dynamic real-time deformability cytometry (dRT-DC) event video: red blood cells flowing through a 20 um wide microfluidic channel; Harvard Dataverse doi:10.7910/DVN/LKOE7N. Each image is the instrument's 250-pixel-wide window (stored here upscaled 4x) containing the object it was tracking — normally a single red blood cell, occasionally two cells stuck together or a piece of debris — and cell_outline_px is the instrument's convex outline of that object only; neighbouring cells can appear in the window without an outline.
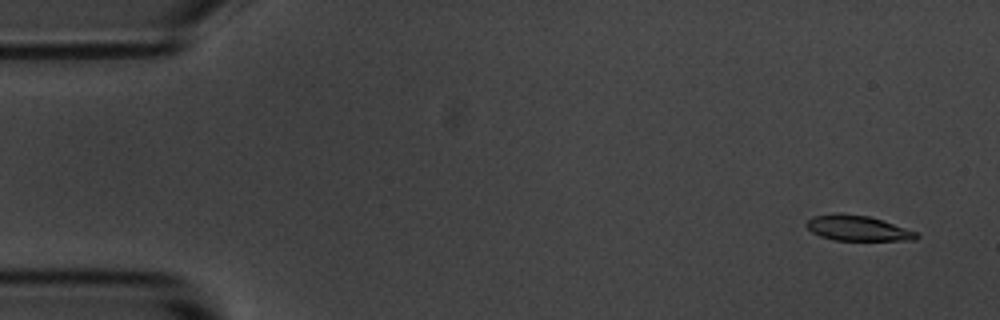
{"species": "common noctule bat (a hibernating species)", "species_latin": "Nyctalus noctula", "temperature_condition": "room temperature", "stored_images_in_passage": 5, "camera_frame_rate_fps": 3000, "um_per_image_px": 0.085, "animal": {"sex": "male", "body_mass_g": 20.1, "forearm_length_mm": 53.5}, "frame": {"image": 1, "passage_image": 1, "time_ms": 0.0, "image_size_px": [1000, 320], "cell_outline_px": [[920, 236], [916, 240], [832, 240], [820, 236], [812, 232], [804, 224], [812, 216], [836, 212], [840, 212], [868, 216], [920, 232]], "centroid_in_image_um": [72.9, 19.39], "position_along_channel_um": 12.1, "area_um2": 16.47}}
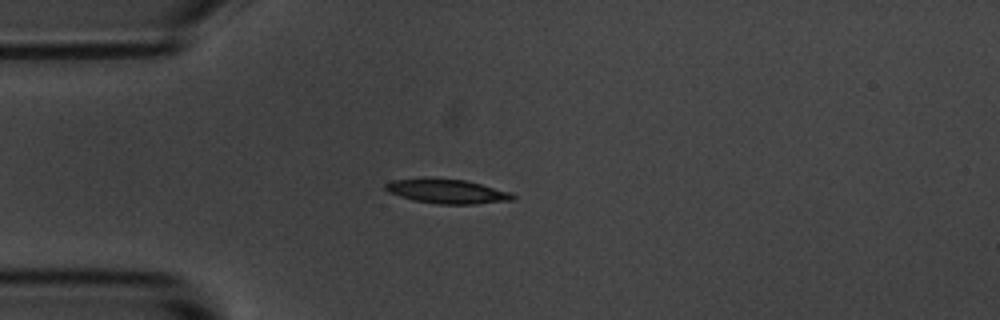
{"frame": {"image": 2, "passage_image": 4, "time_ms": 3.667, "image_size_px": [1000, 320], "cell_outline_px": [[516, 196], [512, 200], [476, 204], [440, 204], [412, 200], [388, 192], [384, 188], [384, 184], [392, 180], [424, 176], [464, 180], [512, 192]], "centroid_in_image_um": [37.95, 16.24], "position_along_channel_um": 47.1, "area_um2": 18.44}}